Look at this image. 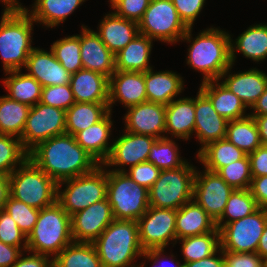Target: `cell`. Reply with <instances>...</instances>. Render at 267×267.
<instances>
[{
  "label": "cell",
  "mask_w": 267,
  "mask_h": 267,
  "mask_svg": "<svg viewBox=\"0 0 267 267\" xmlns=\"http://www.w3.org/2000/svg\"><path fill=\"white\" fill-rule=\"evenodd\" d=\"M256 253L262 258H267V223L265 225L264 231L260 237L259 245L257 247Z\"/></svg>",
  "instance_id": "cell-61"
},
{
  "label": "cell",
  "mask_w": 267,
  "mask_h": 267,
  "mask_svg": "<svg viewBox=\"0 0 267 267\" xmlns=\"http://www.w3.org/2000/svg\"><path fill=\"white\" fill-rule=\"evenodd\" d=\"M196 155L205 169L217 172L220 168L244 158L247 154L225 138L208 143Z\"/></svg>",
  "instance_id": "cell-34"
},
{
  "label": "cell",
  "mask_w": 267,
  "mask_h": 267,
  "mask_svg": "<svg viewBox=\"0 0 267 267\" xmlns=\"http://www.w3.org/2000/svg\"><path fill=\"white\" fill-rule=\"evenodd\" d=\"M73 242L71 216L56 202L42 208L33 230L27 236V252L52 257Z\"/></svg>",
  "instance_id": "cell-4"
},
{
  "label": "cell",
  "mask_w": 267,
  "mask_h": 267,
  "mask_svg": "<svg viewBox=\"0 0 267 267\" xmlns=\"http://www.w3.org/2000/svg\"><path fill=\"white\" fill-rule=\"evenodd\" d=\"M5 5V9L3 11H27L28 8L24 7L19 0H0Z\"/></svg>",
  "instance_id": "cell-62"
},
{
  "label": "cell",
  "mask_w": 267,
  "mask_h": 267,
  "mask_svg": "<svg viewBox=\"0 0 267 267\" xmlns=\"http://www.w3.org/2000/svg\"><path fill=\"white\" fill-rule=\"evenodd\" d=\"M80 33L83 69L95 71L110 78L115 72V55L100 40L99 35L88 26L82 25Z\"/></svg>",
  "instance_id": "cell-22"
},
{
  "label": "cell",
  "mask_w": 267,
  "mask_h": 267,
  "mask_svg": "<svg viewBox=\"0 0 267 267\" xmlns=\"http://www.w3.org/2000/svg\"><path fill=\"white\" fill-rule=\"evenodd\" d=\"M28 158L57 183L87 174L100 165L67 133L39 143Z\"/></svg>",
  "instance_id": "cell-1"
},
{
  "label": "cell",
  "mask_w": 267,
  "mask_h": 267,
  "mask_svg": "<svg viewBox=\"0 0 267 267\" xmlns=\"http://www.w3.org/2000/svg\"><path fill=\"white\" fill-rule=\"evenodd\" d=\"M31 11L27 9L30 17L44 27L55 28L64 23L67 17L81 6L86 0H34Z\"/></svg>",
  "instance_id": "cell-32"
},
{
  "label": "cell",
  "mask_w": 267,
  "mask_h": 267,
  "mask_svg": "<svg viewBox=\"0 0 267 267\" xmlns=\"http://www.w3.org/2000/svg\"><path fill=\"white\" fill-rule=\"evenodd\" d=\"M165 249H149V250H146L141 257L147 259V260H151L153 261V266L152 267H184V264L180 263L178 260H174L173 258L176 257L173 255H171V257L169 256V258H167L168 256H163L165 253H164ZM160 258H162V262H160ZM170 259L172 265L168 266L166 263H164V259ZM160 262V263H159ZM167 262V261H166ZM159 263V264H158ZM175 263V265H173ZM158 264V265H157ZM160 265V266H159ZM145 266V263L142 262V264L140 263L139 264V267H144Z\"/></svg>",
  "instance_id": "cell-55"
},
{
  "label": "cell",
  "mask_w": 267,
  "mask_h": 267,
  "mask_svg": "<svg viewBox=\"0 0 267 267\" xmlns=\"http://www.w3.org/2000/svg\"><path fill=\"white\" fill-rule=\"evenodd\" d=\"M266 223L267 209L258 208L242 219L216 225L220 233V248L234 253H256Z\"/></svg>",
  "instance_id": "cell-11"
},
{
  "label": "cell",
  "mask_w": 267,
  "mask_h": 267,
  "mask_svg": "<svg viewBox=\"0 0 267 267\" xmlns=\"http://www.w3.org/2000/svg\"><path fill=\"white\" fill-rule=\"evenodd\" d=\"M147 101L168 105L184 90V80L174 71H155L153 68L144 72Z\"/></svg>",
  "instance_id": "cell-26"
},
{
  "label": "cell",
  "mask_w": 267,
  "mask_h": 267,
  "mask_svg": "<svg viewBox=\"0 0 267 267\" xmlns=\"http://www.w3.org/2000/svg\"><path fill=\"white\" fill-rule=\"evenodd\" d=\"M24 251L21 247L10 246L0 241V267H11Z\"/></svg>",
  "instance_id": "cell-56"
},
{
  "label": "cell",
  "mask_w": 267,
  "mask_h": 267,
  "mask_svg": "<svg viewBox=\"0 0 267 267\" xmlns=\"http://www.w3.org/2000/svg\"><path fill=\"white\" fill-rule=\"evenodd\" d=\"M114 220L107 198L71 216L73 242L93 243Z\"/></svg>",
  "instance_id": "cell-16"
},
{
  "label": "cell",
  "mask_w": 267,
  "mask_h": 267,
  "mask_svg": "<svg viewBox=\"0 0 267 267\" xmlns=\"http://www.w3.org/2000/svg\"><path fill=\"white\" fill-rule=\"evenodd\" d=\"M24 68L42 87L70 84L71 74L55 58L51 49L34 47Z\"/></svg>",
  "instance_id": "cell-21"
},
{
  "label": "cell",
  "mask_w": 267,
  "mask_h": 267,
  "mask_svg": "<svg viewBox=\"0 0 267 267\" xmlns=\"http://www.w3.org/2000/svg\"><path fill=\"white\" fill-rule=\"evenodd\" d=\"M0 241L27 251V236L4 209L0 210ZM23 242V243H22Z\"/></svg>",
  "instance_id": "cell-47"
},
{
  "label": "cell",
  "mask_w": 267,
  "mask_h": 267,
  "mask_svg": "<svg viewBox=\"0 0 267 267\" xmlns=\"http://www.w3.org/2000/svg\"><path fill=\"white\" fill-rule=\"evenodd\" d=\"M66 111L38 102L26 119L21 143L29 153L39 143L66 133Z\"/></svg>",
  "instance_id": "cell-12"
},
{
  "label": "cell",
  "mask_w": 267,
  "mask_h": 267,
  "mask_svg": "<svg viewBox=\"0 0 267 267\" xmlns=\"http://www.w3.org/2000/svg\"><path fill=\"white\" fill-rule=\"evenodd\" d=\"M138 27L139 34L168 44H176L188 30L171 0H151Z\"/></svg>",
  "instance_id": "cell-10"
},
{
  "label": "cell",
  "mask_w": 267,
  "mask_h": 267,
  "mask_svg": "<svg viewBox=\"0 0 267 267\" xmlns=\"http://www.w3.org/2000/svg\"><path fill=\"white\" fill-rule=\"evenodd\" d=\"M70 86L76 102L108 103L109 78L105 75L80 69L71 75Z\"/></svg>",
  "instance_id": "cell-25"
},
{
  "label": "cell",
  "mask_w": 267,
  "mask_h": 267,
  "mask_svg": "<svg viewBox=\"0 0 267 267\" xmlns=\"http://www.w3.org/2000/svg\"><path fill=\"white\" fill-rule=\"evenodd\" d=\"M153 40L138 34L115 55V70L128 72H146L153 68L149 65Z\"/></svg>",
  "instance_id": "cell-30"
},
{
  "label": "cell",
  "mask_w": 267,
  "mask_h": 267,
  "mask_svg": "<svg viewBox=\"0 0 267 267\" xmlns=\"http://www.w3.org/2000/svg\"><path fill=\"white\" fill-rule=\"evenodd\" d=\"M224 267H263V259L257 253H234L223 250Z\"/></svg>",
  "instance_id": "cell-51"
},
{
  "label": "cell",
  "mask_w": 267,
  "mask_h": 267,
  "mask_svg": "<svg viewBox=\"0 0 267 267\" xmlns=\"http://www.w3.org/2000/svg\"><path fill=\"white\" fill-rule=\"evenodd\" d=\"M5 73L6 76L9 75L3 80V85L8 92L6 96L30 107L40 102L42 86L34 77L22 73L21 70Z\"/></svg>",
  "instance_id": "cell-33"
},
{
  "label": "cell",
  "mask_w": 267,
  "mask_h": 267,
  "mask_svg": "<svg viewBox=\"0 0 267 267\" xmlns=\"http://www.w3.org/2000/svg\"><path fill=\"white\" fill-rule=\"evenodd\" d=\"M249 190L258 207L267 209V175L252 177Z\"/></svg>",
  "instance_id": "cell-53"
},
{
  "label": "cell",
  "mask_w": 267,
  "mask_h": 267,
  "mask_svg": "<svg viewBox=\"0 0 267 267\" xmlns=\"http://www.w3.org/2000/svg\"><path fill=\"white\" fill-rule=\"evenodd\" d=\"M50 49L55 58L72 75L83 69L80 53V35H71L56 40Z\"/></svg>",
  "instance_id": "cell-42"
},
{
  "label": "cell",
  "mask_w": 267,
  "mask_h": 267,
  "mask_svg": "<svg viewBox=\"0 0 267 267\" xmlns=\"http://www.w3.org/2000/svg\"><path fill=\"white\" fill-rule=\"evenodd\" d=\"M210 100L215 111L227 121L241 119L249 114L247 107L220 80L202 82L199 88ZM246 113V114H245Z\"/></svg>",
  "instance_id": "cell-28"
},
{
  "label": "cell",
  "mask_w": 267,
  "mask_h": 267,
  "mask_svg": "<svg viewBox=\"0 0 267 267\" xmlns=\"http://www.w3.org/2000/svg\"><path fill=\"white\" fill-rule=\"evenodd\" d=\"M4 210L10 214L17 223L19 229L23 231L26 236L33 230L40 212L39 209L28 206L24 202L18 201L11 196H9L6 201Z\"/></svg>",
  "instance_id": "cell-45"
},
{
  "label": "cell",
  "mask_w": 267,
  "mask_h": 267,
  "mask_svg": "<svg viewBox=\"0 0 267 267\" xmlns=\"http://www.w3.org/2000/svg\"><path fill=\"white\" fill-rule=\"evenodd\" d=\"M181 242L183 264L204 259L220 248V233L215 231L201 235L188 236L178 240Z\"/></svg>",
  "instance_id": "cell-39"
},
{
  "label": "cell",
  "mask_w": 267,
  "mask_h": 267,
  "mask_svg": "<svg viewBox=\"0 0 267 267\" xmlns=\"http://www.w3.org/2000/svg\"><path fill=\"white\" fill-rule=\"evenodd\" d=\"M252 177L267 175V146L261 145L248 154Z\"/></svg>",
  "instance_id": "cell-52"
},
{
  "label": "cell",
  "mask_w": 267,
  "mask_h": 267,
  "mask_svg": "<svg viewBox=\"0 0 267 267\" xmlns=\"http://www.w3.org/2000/svg\"><path fill=\"white\" fill-rule=\"evenodd\" d=\"M233 188L216 172L204 168L196 170L193 183V199L215 220L222 216Z\"/></svg>",
  "instance_id": "cell-14"
},
{
  "label": "cell",
  "mask_w": 267,
  "mask_h": 267,
  "mask_svg": "<svg viewBox=\"0 0 267 267\" xmlns=\"http://www.w3.org/2000/svg\"><path fill=\"white\" fill-rule=\"evenodd\" d=\"M252 117H254L257 123L262 145L267 146V115Z\"/></svg>",
  "instance_id": "cell-60"
},
{
  "label": "cell",
  "mask_w": 267,
  "mask_h": 267,
  "mask_svg": "<svg viewBox=\"0 0 267 267\" xmlns=\"http://www.w3.org/2000/svg\"><path fill=\"white\" fill-rule=\"evenodd\" d=\"M10 196L9 176L0 175V210L4 209L6 201Z\"/></svg>",
  "instance_id": "cell-59"
},
{
  "label": "cell",
  "mask_w": 267,
  "mask_h": 267,
  "mask_svg": "<svg viewBox=\"0 0 267 267\" xmlns=\"http://www.w3.org/2000/svg\"><path fill=\"white\" fill-rule=\"evenodd\" d=\"M10 196L41 210L57 202L58 183L27 158L10 175Z\"/></svg>",
  "instance_id": "cell-6"
},
{
  "label": "cell",
  "mask_w": 267,
  "mask_h": 267,
  "mask_svg": "<svg viewBox=\"0 0 267 267\" xmlns=\"http://www.w3.org/2000/svg\"><path fill=\"white\" fill-rule=\"evenodd\" d=\"M178 149L176 142L170 138L156 139L150 148L147 161L154 164L161 171L179 168L187 160L179 156Z\"/></svg>",
  "instance_id": "cell-41"
},
{
  "label": "cell",
  "mask_w": 267,
  "mask_h": 267,
  "mask_svg": "<svg viewBox=\"0 0 267 267\" xmlns=\"http://www.w3.org/2000/svg\"><path fill=\"white\" fill-rule=\"evenodd\" d=\"M151 0H109L114 13L122 18L139 22Z\"/></svg>",
  "instance_id": "cell-48"
},
{
  "label": "cell",
  "mask_w": 267,
  "mask_h": 267,
  "mask_svg": "<svg viewBox=\"0 0 267 267\" xmlns=\"http://www.w3.org/2000/svg\"><path fill=\"white\" fill-rule=\"evenodd\" d=\"M225 138L246 154L254 152L262 145L257 123L250 115L228 121Z\"/></svg>",
  "instance_id": "cell-36"
},
{
  "label": "cell",
  "mask_w": 267,
  "mask_h": 267,
  "mask_svg": "<svg viewBox=\"0 0 267 267\" xmlns=\"http://www.w3.org/2000/svg\"><path fill=\"white\" fill-rule=\"evenodd\" d=\"M102 267H139L135 259L145 252L139 240L138 222L114 219L93 242Z\"/></svg>",
  "instance_id": "cell-3"
},
{
  "label": "cell",
  "mask_w": 267,
  "mask_h": 267,
  "mask_svg": "<svg viewBox=\"0 0 267 267\" xmlns=\"http://www.w3.org/2000/svg\"><path fill=\"white\" fill-rule=\"evenodd\" d=\"M180 19L188 28H192L194 21L204 8L206 0H171Z\"/></svg>",
  "instance_id": "cell-50"
},
{
  "label": "cell",
  "mask_w": 267,
  "mask_h": 267,
  "mask_svg": "<svg viewBox=\"0 0 267 267\" xmlns=\"http://www.w3.org/2000/svg\"><path fill=\"white\" fill-rule=\"evenodd\" d=\"M32 253L30 255L22 254L18 258V260L11 267H53L52 259L46 255H42L39 253Z\"/></svg>",
  "instance_id": "cell-54"
},
{
  "label": "cell",
  "mask_w": 267,
  "mask_h": 267,
  "mask_svg": "<svg viewBox=\"0 0 267 267\" xmlns=\"http://www.w3.org/2000/svg\"><path fill=\"white\" fill-rule=\"evenodd\" d=\"M258 208L249 189H234L229 196L222 216L216 221V225H226L232 221L242 219Z\"/></svg>",
  "instance_id": "cell-40"
},
{
  "label": "cell",
  "mask_w": 267,
  "mask_h": 267,
  "mask_svg": "<svg viewBox=\"0 0 267 267\" xmlns=\"http://www.w3.org/2000/svg\"><path fill=\"white\" fill-rule=\"evenodd\" d=\"M112 112L109 111L100 121L78 132L76 142L89 153L100 165L110 155L113 143L108 142L112 135ZM110 143V144H109Z\"/></svg>",
  "instance_id": "cell-23"
},
{
  "label": "cell",
  "mask_w": 267,
  "mask_h": 267,
  "mask_svg": "<svg viewBox=\"0 0 267 267\" xmlns=\"http://www.w3.org/2000/svg\"><path fill=\"white\" fill-rule=\"evenodd\" d=\"M75 102L70 84L42 87L40 103L66 111Z\"/></svg>",
  "instance_id": "cell-46"
},
{
  "label": "cell",
  "mask_w": 267,
  "mask_h": 267,
  "mask_svg": "<svg viewBox=\"0 0 267 267\" xmlns=\"http://www.w3.org/2000/svg\"><path fill=\"white\" fill-rule=\"evenodd\" d=\"M124 115L125 131L156 139L170 138L165 136L166 105L146 101L127 108Z\"/></svg>",
  "instance_id": "cell-17"
},
{
  "label": "cell",
  "mask_w": 267,
  "mask_h": 267,
  "mask_svg": "<svg viewBox=\"0 0 267 267\" xmlns=\"http://www.w3.org/2000/svg\"><path fill=\"white\" fill-rule=\"evenodd\" d=\"M53 267H102L93 243L72 242L52 260Z\"/></svg>",
  "instance_id": "cell-37"
},
{
  "label": "cell",
  "mask_w": 267,
  "mask_h": 267,
  "mask_svg": "<svg viewBox=\"0 0 267 267\" xmlns=\"http://www.w3.org/2000/svg\"><path fill=\"white\" fill-rule=\"evenodd\" d=\"M228 121L213 108L209 98L199 89L195 97L194 133L201 144L198 152L208 143L225 139Z\"/></svg>",
  "instance_id": "cell-20"
},
{
  "label": "cell",
  "mask_w": 267,
  "mask_h": 267,
  "mask_svg": "<svg viewBox=\"0 0 267 267\" xmlns=\"http://www.w3.org/2000/svg\"><path fill=\"white\" fill-rule=\"evenodd\" d=\"M108 112V103L75 102L66 110V133L75 136L100 121Z\"/></svg>",
  "instance_id": "cell-35"
},
{
  "label": "cell",
  "mask_w": 267,
  "mask_h": 267,
  "mask_svg": "<svg viewBox=\"0 0 267 267\" xmlns=\"http://www.w3.org/2000/svg\"><path fill=\"white\" fill-rule=\"evenodd\" d=\"M98 27L95 32L114 55L139 34L137 22L119 17L114 12L105 14Z\"/></svg>",
  "instance_id": "cell-24"
},
{
  "label": "cell",
  "mask_w": 267,
  "mask_h": 267,
  "mask_svg": "<svg viewBox=\"0 0 267 267\" xmlns=\"http://www.w3.org/2000/svg\"><path fill=\"white\" fill-rule=\"evenodd\" d=\"M124 134L113 141L112 149L107 160L102 164L112 168V171L125 172L122 166H135L148 160V154L156 138L150 135L136 134L124 131ZM120 167V168H116Z\"/></svg>",
  "instance_id": "cell-15"
},
{
  "label": "cell",
  "mask_w": 267,
  "mask_h": 267,
  "mask_svg": "<svg viewBox=\"0 0 267 267\" xmlns=\"http://www.w3.org/2000/svg\"><path fill=\"white\" fill-rule=\"evenodd\" d=\"M27 158L28 152L20 138L0 134V175L9 176Z\"/></svg>",
  "instance_id": "cell-43"
},
{
  "label": "cell",
  "mask_w": 267,
  "mask_h": 267,
  "mask_svg": "<svg viewBox=\"0 0 267 267\" xmlns=\"http://www.w3.org/2000/svg\"><path fill=\"white\" fill-rule=\"evenodd\" d=\"M263 267H267V258L263 259Z\"/></svg>",
  "instance_id": "cell-63"
},
{
  "label": "cell",
  "mask_w": 267,
  "mask_h": 267,
  "mask_svg": "<svg viewBox=\"0 0 267 267\" xmlns=\"http://www.w3.org/2000/svg\"><path fill=\"white\" fill-rule=\"evenodd\" d=\"M251 109L253 111L251 113H248L250 116L267 115V87Z\"/></svg>",
  "instance_id": "cell-58"
},
{
  "label": "cell",
  "mask_w": 267,
  "mask_h": 267,
  "mask_svg": "<svg viewBox=\"0 0 267 267\" xmlns=\"http://www.w3.org/2000/svg\"><path fill=\"white\" fill-rule=\"evenodd\" d=\"M31 107L0 96V134L21 138Z\"/></svg>",
  "instance_id": "cell-38"
},
{
  "label": "cell",
  "mask_w": 267,
  "mask_h": 267,
  "mask_svg": "<svg viewBox=\"0 0 267 267\" xmlns=\"http://www.w3.org/2000/svg\"><path fill=\"white\" fill-rule=\"evenodd\" d=\"M195 127V98L181 97L166 105L165 133L177 139L189 140Z\"/></svg>",
  "instance_id": "cell-27"
},
{
  "label": "cell",
  "mask_w": 267,
  "mask_h": 267,
  "mask_svg": "<svg viewBox=\"0 0 267 267\" xmlns=\"http://www.w3.org/2000/svg\"><path fill=\"white\" fill-rule=\"evenodd\" d=\"M26 11L2 12L0 21V57L4 72L22 70L32 49L33 24Z\"/></svg>",
  "instance_id": "cell-5"
},
{
  "label": "cell",
  "mask_w": 267,
  "mask_h": 267,
  "mask_svg": "<svg viewBox=\"0 0 267 267\" xmlns=\"http://www.w3.org/2000/svg\"><path fill=\"white\" fill-rule=\"evenodd\" d=\"M232 67L233 64L223 72L219 80L243 102L247 109H251L267 87V74L256 67L232 74Z\"/></svg>",
  "instance_id": "cell-19"
},
{
  "label": "cell",
  "mask_w": 267,
  "mask_h": 267,
  "mask_svg": "<svg viewBox=\"0 0 267 267\" xmlns=\"http://www.w3.org/2000/svg\"><path fill=\"white\" fill-rule=\"evenodd\" d=\"M236 40V41H235ZM234 41L231 38V62L234 65L236 53L240 52L254 62H261L267 58V23L251 25Z\"/></svg>",
  "instance_id": "cell-31"
},
{
  "label": "cell",
  "mask_w": 267,
  "mask_h": 267,
  "mask_svg": "<svg viewBox=\"0 0 267 267\" xmlns=\"http://www.w3.org/2000/svg\"><path fill=\"white\" fill-rule=\"evenodd\" d=\"M117 101L125 109L147 101L144 72L115 70L109 78V111Z\"/></svg>",
  "instance_id": "cell-18"
},
{
  "label": "cell",
  "mask_w": 267,
  "mask_h": 267,
  "mask_svg": "<svg viewBox=\"0 0 267 267\" xmlns=\"http://www.w3.org/2000/svg\"><path fill=\"white\" fill-rule=\"evenodd\" d=\"M62 186L66 188L63 190ZM106 195L107 168L99 165L87 174L58 183L57 202L72 216L93 203L106 199Z\"/></svg>",
  "instance_id": "cell-8"
},
{
  "label": "cell",
  "mask_w": 267,
  "mask_h": 267,
  "mask_svg": "<svg viewBox=\"0 0 267 267\" xmlns=\"http://www.w3.org/2000/svg\"><path fill=\"white\" fill-rule=\"evenodd\" d=\"M184 267H224L223 250L219 248L214 254L204 259L185 263Z\"/></svg>",
  "instance_id": "cell-57"
},
{
  "label": "cell",
  "mask_w": 267,
  "mask_h": 267,
  "mask_svg": "<svg viewBox=\"0 0 267 267\" xmlns=\"http://www.w3.org/2000/svg\"><path fill=\"white\" fill-rule=\"evenodd\" d=\"M107 169L106 198L114 219L138 221L150 206L148 189L134 182L125 172Z\"/></svg>",
  "instance_id": "cell-7"
},
{
  "label": "cell",
  "mask_w": 267,
  "mask_h": 267,
  "mask_svg": "<svg viewBox=\"0 0 267 267\" xmlns=\"http://www.w3.org/2000/svg\"><path fill=\"white\" fill-rule=\"evenodd\" d=\"M175 209L148 207L138 219L139 240L144 251L149 249H166L170 241L176 245ZM174 241V242H173Z\"/></svg>",
  "instance_id": "cell-13"
},
{
  "label": "cell",
  "mask_w": 267,
  "mask_h": 267,
  "mask_svg": "<svg viewBox=\"0 0 267 267\" xmlns=\"http://www.w3.org/2000/svg\"><path fill=\"white\" fill-rule=\"evenodd\" d=\"M175 226L177 240L217 229L215 220L193 199L177 210Z\"/></svg>",
  "instance_id": "cell-29"
},
{
  "label": "cell",
  "mask_w": 267,
  "mask_h": 267,
  "mask_svg": "<svg viewBox=\"0 0 267 267\" xmlns=\"http://www.w3.org/2000/svg\"><path fill=\"white\" fill-rule=\"evenodd\" d=\"M192 29L188 28L180 40L191 43L187 49L186 64L202 72V82L219 80L223 72L232 65L230 49L232 35L212 26L201 31L193 39Z\"/></svg>",
  "instance_id": "cell-2"
},
{
  "label": "cell",
  "mask_w": 267,
  "mask_h": 267,
  "mask_svg": "<svg viewBox=\"0 0 267 267\" xmlns=\"http://www.w3.org/2000/svg\"><path fill=\"white\" fill-rule=\"evenodd\" d=\"M233 189H249L252 175L248 154L216 172Z\"/></svg>",
  "instance_id": "cell-44"
},
{
  "label": "cell",
  "mask_w": 267,
  "mask_h": 267,
  "mask_svg": "<svg viewBox=\"0 0 267 267\" xmlns=\"http://www.w3.org/2000/svg\"><path fill=\"white\" fill-rule=\"evenodd\" d=\"M196 169L187 161L179 168L160 171L158 179L148 190L149 205L178 210L192 200Z\"/></svg>",
  "instance_id": "cell-9"
},
{
  "label": "cell",
  "mask_w": 267,
  "mask_h": 267,
  "mask_svg": "<svg viewBox=\"0 0 267 267\" xmlns=\"http://www.w3.org/2000/svg\"><path fill=\"white\" fill-rule=\"evenodd\" d=\"M160 171L161 170L154 164L145 161L130 167L125 173H127L134 182L149 190L158 179Z\"/></svg>",
  "instance_id": "cell-49"
}]
</instances>
